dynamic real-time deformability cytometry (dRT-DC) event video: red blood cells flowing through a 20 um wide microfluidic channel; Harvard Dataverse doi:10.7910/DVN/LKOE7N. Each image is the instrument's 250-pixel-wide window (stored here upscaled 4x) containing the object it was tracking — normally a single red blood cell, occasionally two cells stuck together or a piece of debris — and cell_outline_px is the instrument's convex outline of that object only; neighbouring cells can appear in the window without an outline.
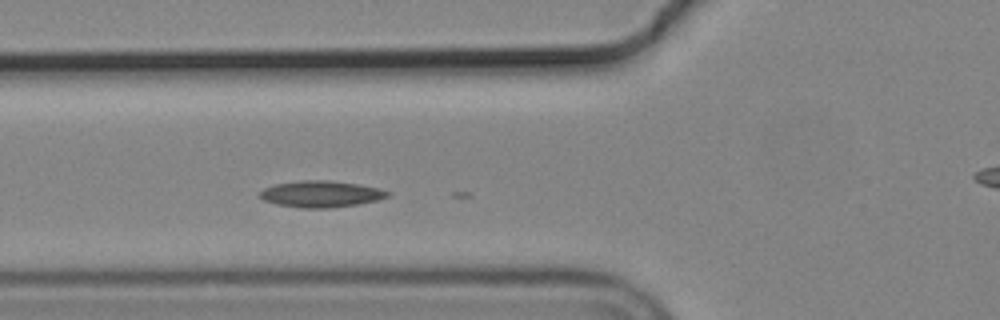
{"species": "common noctule bat (a hibernating species)", "species_latin": "Nyctalus noctula", "temperature_condition": "cold", "stored_images_in_passage": 18, "camera_frame_rate_fps": 3000, "um_per_image_px": 0.085, "animal": {"sex": "male", "body_mass_g": 19.2, "forearm_length_mm": 51.8}, "frame": {"image": 1, "passage_image": 12, "time_ms": 3.667, "image_size_px": [1000, 320], "cell_outline_px": [[392, 192], [388, 196], [380, 200], [356, 204], [328, 208], [300, 208], [276, 204], [264, 200], [256, 196], [264, 188], [276, 184], [300, 180], [332, 180], [380, 188]], "centroid_in_image_um": [27.28, 16.49], "position_along_channel_um": 98.5, "area_um2": 19.83}}
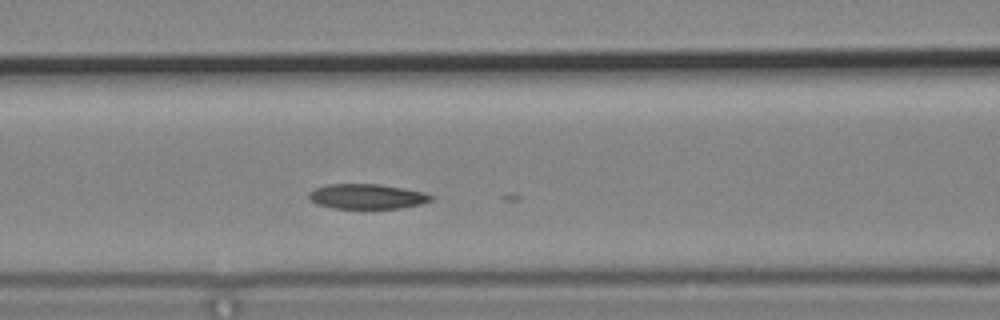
{"frame": {"image": 2, "passage_image": 15, "time_ms": 4.667, "image_size_px": [1000, 320], "cell_outline_px": [[432, 200], [420, 204], [400, 208], [332, 208], [316, 204], [308, 196], [308, 192], [316, 188], [328, 184], [380, 184], [404, 188], [424, 192], [432, 196]], "centroid_in_image_um": [31.18, 16.69], "position_along_channel_um": 135.4, "area_um2": 17.69}}